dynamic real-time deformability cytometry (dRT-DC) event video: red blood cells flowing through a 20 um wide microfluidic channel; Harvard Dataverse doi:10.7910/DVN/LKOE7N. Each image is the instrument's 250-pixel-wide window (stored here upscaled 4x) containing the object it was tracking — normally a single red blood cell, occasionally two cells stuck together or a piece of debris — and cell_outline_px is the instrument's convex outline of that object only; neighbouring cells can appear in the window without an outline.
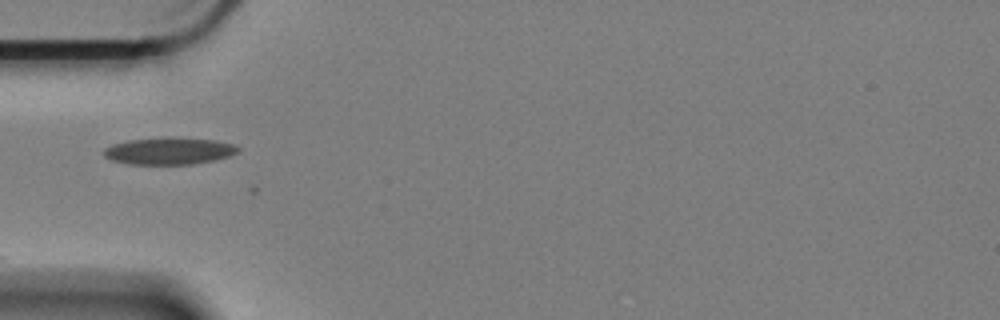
{"species": "Egyptian fruit bat (a non-hibernating species)", "species_latin": "Rousettus aegyptiacus", "temperature_condition": "cold", "stored_images_in_passage": 43, "camera_frame_rate_fps": 3000, "um_per_image_px": 0.085, "animal": {"sex": "female"}, "frame": {"image": 1, "passage_image": 1, "time_ms": 0.0, "image_size_px": [1000, 320], "cell_outline_px": [[240, 152], [216, 160], [192, 164], [128, 164], [112, 160], [104, 156], [104, 148], [112, 144], [128, 140], [164, 136], [172, 136], [216, 140], [236, 144], [240, 148]], "centroid_in_image_um": [14.41, 12.81], "position_along_channel_um": 70.6, "area_um2": 21.62}}
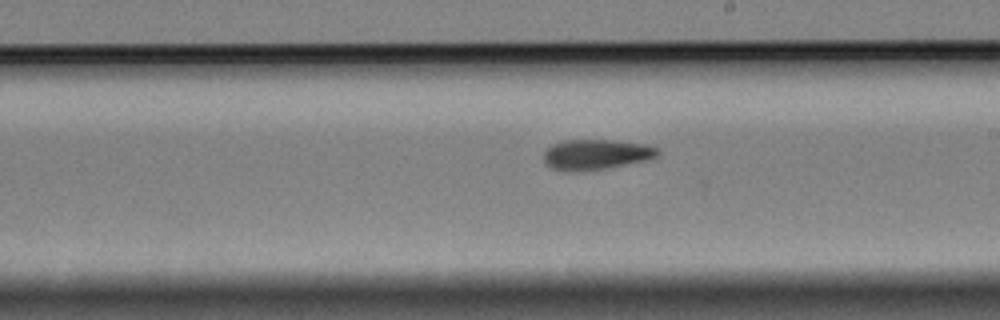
{"frame": {"image": 2, "passage_image": 16, "time_ms": 5.0, "image_size_px": [1000, 320], "cell_outline_px": [[660, 152], [656, 156], [648, 160], [604, 168], [580, 172], [568, 172], [552, 168], [544, 164], [544, 152], [552, 144], [564, 140], [612, 140], [644, 144], [656, 148]], "centroid_in_image_um": [50.61, 13.14], "position_along_channel_um": 238.4, "area_um2": 20.11}}
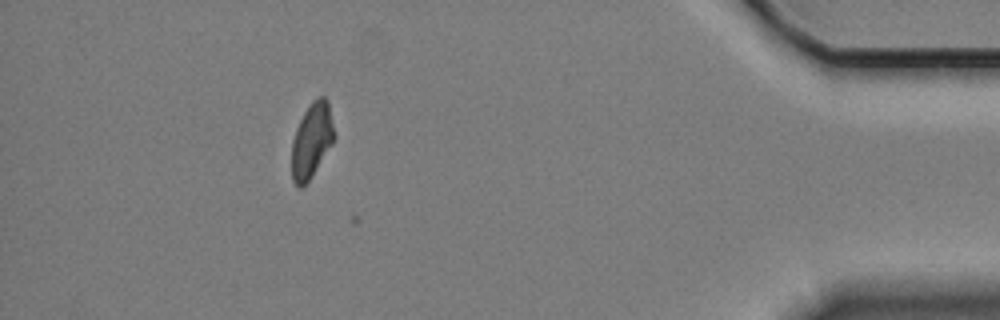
{"frame": {"image": 3, "passage_image": 36, "time_ms": 11.667, "image_size_px": [1000, 320], "cell_outline_px": [[336, 136], [332, 144], [308, 180], [300, 188], [296, 188], [292, 180], [292, 140], [296, 128], [304, 112], [312, 100], [316, 96], [324, 96], [328, 100]], "centroid_in_image_um": [26.5, 11.89], "position_along_channel_um": 408.7, "area_um2": 18.55}, "authors_computed_cell_mechanics": {"area_um2": 19.5364, "velocity_mm_per_s": 3.3337, "shape_relaxation_time_tau1_ms": null, "shape_relaxation_time_tau2_ms": 2.2347, "deformation_change_tau1": null, "deformation_change_tau2": 0.0731}}